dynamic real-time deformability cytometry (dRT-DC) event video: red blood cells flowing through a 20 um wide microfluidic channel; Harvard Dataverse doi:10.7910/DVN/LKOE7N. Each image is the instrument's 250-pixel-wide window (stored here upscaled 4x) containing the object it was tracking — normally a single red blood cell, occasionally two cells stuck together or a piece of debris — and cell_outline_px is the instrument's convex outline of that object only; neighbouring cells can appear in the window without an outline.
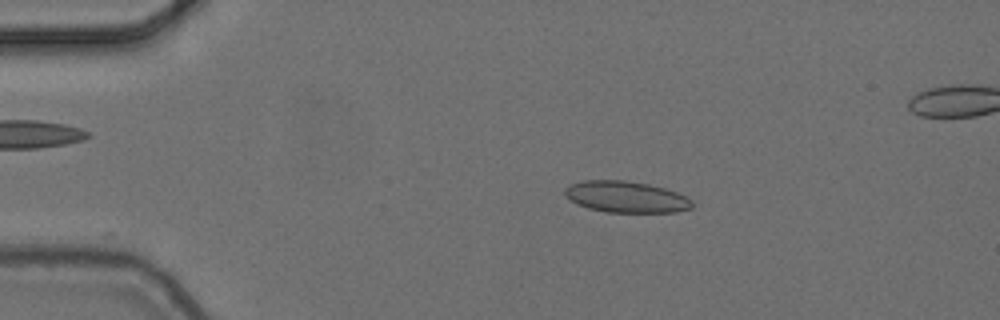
{"species": "common noctule bat (a hibernating species)", "species_latin": "Nyctalus noctula", "temperature_condition": "cold", "stored_images_in_passage": 5, "camera_frame_rate_fps": 3000, "um_per_image_px": 0.085, "animal": {"sex": "female", "body_mass_g": 24.6, "forearm_length_mm": 56.2}, "frame": {"image": 1, "passage_image": 3, "time_ms": 0.667, "image_size_px": [1000, 320], "cell_outline_px": [[692, 208], [676, 212], [604, 212], [588, 208], [576, 204], [564, 196], [564, 188], [568, 184], [580, 180], [624, 180], [648, 184], [664, 188], [676, 192], [692, 200]], "centroid_in_image_um": [53.14, 16.73], "position_along_channel_um": 31.9, "area_um2": 23.47}}
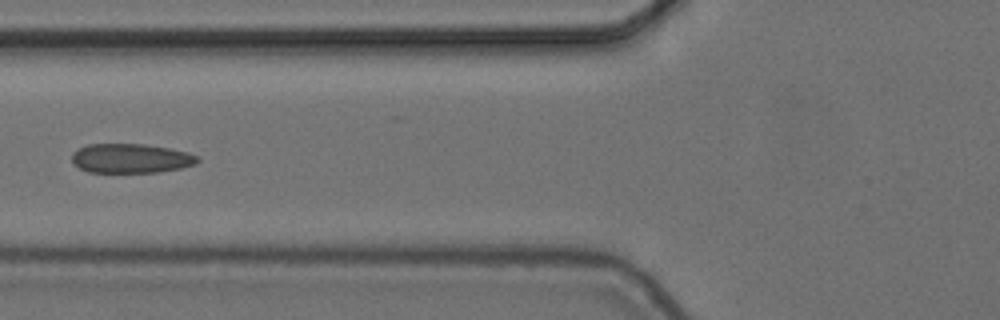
{"frame": {"image": 2, "passage_image": 5, "time_ms": 1.333, "image_size_px": [1000, 320], "cell_outline_px": [[200, 160], [196, 164], [180, 168], [160, 172], [88, 172], [80, 168], [72, 160], [72, 152], [88, 144], [144, 144], [168, 148], [188, 152], [196, 156]], "centroid_in_image_um": [11.13, 13.46], "position_along_channel_um": 114.7, "area_um2": 21.39}}